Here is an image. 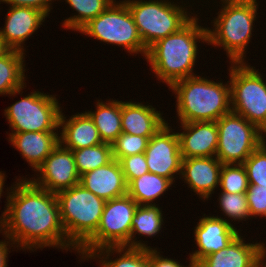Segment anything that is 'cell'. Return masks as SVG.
<instances>
[{"instance_id":"obj_42","label":"cell","mask_w":266,"mask_h":267,"mask_svg":"<svg viewBox=\"0 0 266 267\" xmlns=\"http://www.w3.org/2000/svg\"><path fill=\"white\" fill-rule=\"evenodd\" d=\"M263 139H266V129L263 131Z\"/></svg>"},{"instance_id":"obj_11","label":"cell","mask_w":266,"mask_h":267,"mask_svg":"<svg viewBox=\"0 0 266 267\" xmlns=\"http://www.w3.org/2000/svg\"><path fill=\"white\" fill-rule=\"evenodd\" d=\"M218 146L216 157L222 164H243L263 143V131L242 115L229 112L216 121Z\"/></svg>"},{"instance_id":"obj_8","label":"cell","mask_w":266,"mask_h":267,"mask_svg":"<svg viewBox=\"0 0 266 267\" xmlns=\"http://www.w3.org/2000/svg\"><path fill=\"white\" fill-rule=\"evenodd\" d=\"M232 112L242 115L261 131L266 129V80L259 69L244 63H229Z\"/></svg>"},{"instance_id":"obj_17","label":"cell","mask_w":266,"mask_h":267,"mask_svg":"<svg viewBox=\"0 0 266 267\" xmlns=\"http://www.w3.org/2000/svg\"><path fill=\"white\" fill-rule=\"evenodd\" d=\"M183 132H177L182 158L216 156L218 127L216 121L178 123Z\"/></svg>"},{"instance_id":"obj_34","label":"cell","mask_w":266,"mask_h":267,"mask_svg":"<svg viewBox=\"0 0 266 267\" xmlns=\"http://www.w3.org/2000/svg\"><path fill=\"white\" fill-rule=\"evenodd\" d=\"M126 184L149 172L144 153L123 157L120 161Z\"/></svg>"},{"instance_id":"obj_18","label":"cell","mask_w":266,"mask_h":267,"mask_svg":"<svg viewBox=\"0 0 266 267\" xmlns=\"http://www.w3.org/2000/svg\"><path fill=\"white\" fill-rule=\"evenodd\" d=\"M79 184L105 201L127 195V184L122 167L115 159L81 175Z\"/></svg>"},{"instance_id":"obj_38","label":"cell","mask_w":266,"mask_h":267,"mask_svg":"<svg viewBox=\"0 0 266 267\" xmlns=\"http://www.w3.org/2000/svg\"><path fill=\"white\" fill-rule=\"evenodd\" d=\"M4 240H0V267H7L8 265V254L11 252L10 247H17L16 244L7 236L5 233H2ZM10 250V251H9ZM9 252V253H8Z\"/></svg>"},{"instance_id":"obj_12","label":"cell","mask_w":266,"mask_h":267,"mask_svg":"<svg viewBox=\"0 0 266 267\" xmlns=\"http://www.w3.org/2000/svg\"><path fill=\"white\" fill-rule=\"evenodd\" d=\"M169 124L167 122L149 139L144 154L150 173L174 183L181 174L182 156L178 134Z\"/></svg>"},{"instance_id":"obj_13","label":"cell","mask_w":266,"mask_h":267,"mask_svg":"<svg viewBox=\"0 0 266 267\" xmlns=\"http://www.w3.org/2000/svg\"><path fill=\"white\" fill-rule=\"evenodd\" d=\"M29 180L39 188L57 193L80 182L72 150L60 143L47 156Z\"/></svg>"},{"instance_id":"obj_7","label":"cell","mask_w":266,"mask_h":267,"mask_svg":"<svg viewBox=\"0 0 266 267\" xmlns=\"http://www.w3.org/2000/svg\"><path fill=\"white\" fill-rule=\"evenodd\" d=\"M78 33L100 40V43L118 45L133 56L141 54L146 57L147 54L134 18L123 0H115L105 11L85 24Z\"/></svg>"},{"instance_id":"obj_32","label":"cell","mask_w":266,"mask_h":267,"mask_svg":"<svg viewBox=\"0 0 266 267\" xmlns=\"http://www.w3.org/2000/svg\"><path fill=\"white\" fill-rule=\"evenodd\" d=\"M249 185L266 186V139L243 162Z\"/></svg>"},{"instance_id":"obj_14","label":"cell","mask_w":266,"mask_h":267,"mask_svg":"<svg viewBox=\"0 0 266 267\" xmlns=\"http://www.w3.org/2000/svg\"><path fill=\"white\" fill-rule=\"evenodd\" d=\"M196 227H194V242L198 247L189 253V259L196 265L206 256L216 253L228 246L241 232L226 222L221 216L203 214L199 217Z\"/></svg>"},{"instance_id":"obj_35","label":"cell","mask_w":266,"mask_h":267,"mask_svg":"<svg viewBox=\"0 0 266 267\" xmlns=\"http://www.w3.org/2000/svg\"><path fill=\"white\" fill-rule=\"evenodd\" d=\"M250 217L266 219V186L249 185L246 191ZM263 217V218H262Z\"/></svg>"},{"instance_id":"obj_37","label":"cell","mask_w":266,"mask_h":267,"mask_svg":"<svg viewBox=\"0 0 266 267\" xmlns=\"http://www.w3.org/2000/svg\"><path fill=\"white\" fill-rule=\"evenodd\" d=\"M56 0H0L4 4L11 7H30L42 11L47 17L49 16L52 8V3Z\"/></svg>"},{"instance_id":"obj_39","label":"cell","mask_w":266,"mask_h":267,"mask_svg":"<svg viewBox=\"0 0 266 267\" xmlns=\"http://www.w3.org/2000/svg\"><path fill=\"white\" fill-rule=\"evenodd\" d=\"M266 243H264L259 249L256 261V267H266Z\"/></svg>"},{"instance_id":"obj_33","label":"cell","mask_w":266,"mask_h":267,"mask_svg":"<svg viewBox=\"0 0 266 267\" xmlns=\"http://www.w3.org/2000/svg\"><path fill=\"white\" fill-rule=\"evenodd\" d=\"M148 141L147 137L122 132L111 144L113 158L120 161L123 157L144 153Z\"/></svg>"},{"instance_id":"obj_28","label":"cell","mask_w":266,"mask_h":267,"mask_svg":"<svg viewBox=\"0 0 266 267\" xmlns=\"http://www.w3.org/2000/svg\"><path fill=\"white\" fill-rule=\"evenodd\" d=\"M114 1L115 0H65V4H69V7L77 13L75 12L72 16L66 17L61 24L65 30L69 29L78 32L90 20L96 18L100 13L105 11Z\"/></svg>"},{"instance_id":"obj_23","label":"cell","mask_w":266,"mask_h":267,"mask_svg":"<svg viewBox=\"0 0 266 267\" xmlns=\"http://www.w3.org/2000/svg\"><path fill=\"white\" fill-rule=\"evenodd\" d=\"M25 53L10 49L0 57V95L15 96L23 93L26 84Z\"/></svg>"},{"instance_id":"obj_10","label":"cell","mask_w":266,"mask_h":267,"mask_svg":"<svg viewBox=\"0 0 266 267\" xmlns=\"http://www.w3.org/2000/svg\"><path fill=\"white\" fill-rule=\"evenodd\" d=\"M56 96L34 90L5 108L11 133L58 131L62 106Z\"/></svg>"},{"instance_id":"obj_29","label":"cell","mask_w":266,"mask_h":267,"mask_svg":"<svg viewBox=\"0 0 266 267\" xmlns=\"http://www.w3.org/2000/svg\"><path fill=\"white\" fill-rule=\"evenodd\" d=\"M72 152L80 176L104 166L114 159L112 145L104 142L92 147L72 150Z\"/></svg>"},{"instance_id":"obj_36","label":"cell","mask_w":266,"mask_h":267,"mask_svg":"<svg viewBox=\"0 0 266 267\" xmlns=\"http://www.w3.org/2000/svg\"><path fill=\"white\" fill-rule=\"evenodd\" d=\"M160 250L157 247L149 249V265L150 267H195L194 263L189 259L188 266L176 261L177 259H171L160 254Z\"/></svg>"},{"instance_id":"obj_15","label":"cell","mask_w":266,"mask_h":267,"mask_svg":"<svg viewBox=\"0 0 266 267\" xmlns=\"http://www.w3.org/2000/svg\"><path fill=\"white\" fill-rule=\"evenodd\" d=\"M222 163L216 156L182 158V179L190 191H193L201 200H211V195L220 184V172Z\"/></svg>"},{"instance_id":"obj_27","label":"cell","mask_w":266,"mask_h":267,"mask_svg":"<svg viewBox=\"0 0 266 267\" xmlns=\"http://www.w3.org/2000/svg\"><path fill=\"white\" fill-rule=\"evenodd\" d=\"M174 183L162 176L147 172L127 185V194L138 205H156L155 201L171 189Z\"/></svg>"},{"instance_id":"obj_31","label":"cell","mask_w":266,"mask_h":267,"mask_svg":"<svg viewBox=\"0 0 266 267\" xmlns=\"http://www.w3.org/2000/svg\"><path fill=\"white\" fill-rule=\"evenodd\" d=\"M247 172L243 164H223L220 172V192L246 193Z\"/></svg>"},{"instance_id":"obj_1","label":"cell","mask_w":266,"mask_h":267,"mask_svg":"<svg viewBox=\"0 0 266 267\" xmlns=\"http://www.w3.org/2000/svg\"><path fill=\"white\" fill-rule=\"evenodd\" d=\"M6 190L0 233L9 236L18 249L36 252L55 247L77 252L62 225L56 193L37 187L24 176H19Z\"/></svg>"},{"instance_id":"obj_26","label":"cell","mask_w":266,"mask_h":267,"mask_svg":"<svg viewBox=\"0 0 266 267\" xmlns=\"http://www.w3.org/2000/svg\"><path fill=\"white\" fill-rule=\"evenodd\" d=\"M114 253L117 257L113 260ZM92 259L99 260L100 267H150L149 249L146 248L103 247L87 258Z\"/></svg>"},{"instance_id":"obj_21","label":"cell","mask_w":266,"mask_h":267,"mask_svg":"<svg viewBox=\"0 0 266 267\" xmlns=\"http://www.w3.org/2000/svg\"><path fill=\"white\" fill-rule=\"evenodd\" d=\"M8 136V142L19 151L34 172L59 144L58 131L9 133Z\"/></svg>"},{"instance_id":"obj_5","label":"cell","mask_w":266,"mask_h":267,"mask_svg":"<svg viewBox=\"0 0 266 267\" xmlns=\"http://www.w3.org/2000/svg\"><path fill=\"white\" fill-rule=\"evenodd\" d=\"M68 240L79 249L97 230L105 200L81 184L56 193Z\"/></svg>"},{"instance_id":"obj_41","label":"cell","mask_w":266,"mask_h":267,"mask_svg":"<svg viewBox=\"0 0 266 267\" xmlns=\"http://www.w3.org/2000/svg\"><path fill=\"white\" fill-rule=\"evenodd\" d=\"M6 174L5 173H3V171H0V199H1V197L3 196L2 194L4 193V191H3V189H5L4 187V185H5V179H6V176H5ZM1 201V200H0Z\"/></svg>"},{"instance_id":"obj_2","label":"cell","mask_w":266,"mask_h":267,"mask_svg":"<svg viewBox=\"0 0 266 267\" xmlns=\"http://www.w3.org/2000/svg\"><path fill=\"white\" fill-rule=\"evenodd\" d=\"M199 21L195 14L177 32L158 40L147 49L145 60L149 63L150 70L156 74L158 81L168 87L198 74L193 72L200 57L197 44L208 43L207 27H203Z\"/></svg>"},{"instance_id":"obj_25","label":"cell","mask_w":266,"mask_h":267,"mask_svg":"<svg viewBox=\"0 0 266 267\" xmlns=\"http://www.w3.org/2000/svg\"><path fill=\"white\" fill-rule=\"evenodd\" d=\"M96 111H86L94 121L101 140L112 144L122 133L121 101L108 99L96 101Z\"/></svg>"},{"instance_id":"obj_16","label":"cell","mask_w":266,"mask_h":267,"mask_svg":"<svg viewBox=\"0 0 266 267\" xmlns=\"http://www.w3.org/2000/svg\"><path fill=\"white\" fill-rule=\"evenodd\" d=\"M4 27L0 34L12 50L26 52L25 41L43 25L46 15L35 8L8 7Z\"/></svg>"},{"instance_id":"obj_6","label":"cell","mask_w":266,"mask_h":267,"mask_svg":"<svg viewBox=\"0 0 266 267\" xmlns=\"http://www.w3.org/2000/svg\"><path fill=\"white\" fill-rule=\"evenodd\" d=\"M135 21L139 35L146 49L158 40L177 32L195 14L192 6L180 5L173 0H123ZM190 7V8H187ZM191 13V14H190ZM193 14V15H192Z\"/></svg>"},{"instance_id":"obj_20","label":"cell","mask_w":266,"mask_h":267,"mask_svg":"<svg viewBox=\"0 0 266 267\" xmlns=\"http://www.w3.org/2000/svg\"><path fill=\"white\" fill-rule=\"evenodd\" d=\"M59 132V143L70 150H78L103 143L94 121L86 111L83 113L77 112L66 119L61 110Z\"/></svg>"},{"instance_id":"obj_19","label":"cell","mask_w":266,"mask_h":267,"mask_svg":"<svg viewBox=\"0 0 266 267\" xmlns=\"http://www.w3.org/2000/svg\"><path fill=\"white\" fill-rule=\"evenodd\" d=\"M163 113L156 110L149 103L122 101L121 100V124L122 132L139 135L150 139L167 119L162 117Z\"/></svg>"},{"instance_id":"obj_9","label":"cell","mask_w":266,"mask_h":267,"mask_svg":"<svg viewBox=\"0 0 266 267\" xmlns=\"http://www.w3.org/2000/svg\"><path fill=\"white\" fill-rule=\"evenodd\" d=\"M137 207V202L128 194L106 201L96 232L77 250L80 260H87L103 247H130L132 219Z\"/></svg>"},{"instance_id":"obj_30","label":"cell","mask_w":266,"mask_h":267,"mask_svg":"<svg viewBox=\"0 0 266 267\" xmlns=\"http://www.w3.org/2000/svg\"><path fill=\"white\" fill-rule=\"evenodd\" d=\"M217 200L219 201L218 208L221 209L220 211H222L225 216L224 220L230 225L235 227V225L231 223L233 220L239 223L240 221L251 219L246 193L220 192Z\"/></svg>"},{"instance_id":"obj_22","label":"cell","mask_w":266,"mask_h":267,"mask_svg":"<svg viewBox=\"0 0 266 267\" xmlns=\"http://www.w3.org/2000/svg\"><path fill=\"white\" fill-rule=\"evenodd\" d=\"M240 233L228 246L200 260L195 267H256L263 242H247Z\"/></svg>"},{"instance_id":"obj_4","label":"cell","mask_w":266,"mask_h":267,"mask_svg":"<svg viewBox=\"0 0 266 267\" xmlns=\"http://www.w3.org/2000/svg\"><path fill=\"white\" fill-rule=\"evenodd\" d=\"M218 16L207 26L208 43L223 48L230 63H244L258 17L257 0H220Z\"/></svg>"},{"instance_id":"obj_40","label":"cell","mask_w":266,"mask_h":267,"mask_svg":"<svg viewBox=\"0 0 266 267\" xmlns=\"http://www.w3.org/2000/svg\"><path fill=\"white\" fill-rule=\"evenodd\" d=\"M9 50L10 48L6 45L0 34V57L5 55Z\"/></svg>"},{"instance_id":"obj_24","label":"cell","mask_w":266,"mask_h":267,"mask_svg":"<svg viewBox=\"0 0 266 267\" xmlns=\"http://www.w3.org/2000/svg\"><path fill=\"white\" fill-rule=\"evenodd\" d=\"M156 205H138L135 214L132 219V229L130 234V248H146L151 249L148 246V241L137 240L141 236H146L147 238L156 236V234L161 233L164 226V213H162V208ZM163 225V226H162ZM136 234L138 235L136 237ZM140 235V237H139Z\"/></svg>"},{"instance_id":"obj_3","label":"cell","mask_w":266,"mask_h":267,"mask_svg":"<svg viewBox=\"0 0 266 267\" xmlns=\"http://www.w3.org/2000/svg\"><path fill=\"white\" fill-rule=\"evenodd\" d=\"M176 96L179 123L217 121L231 109L230 82H215L199 75L173 83L169 88Z\"/></svg>"}]
</instances>
